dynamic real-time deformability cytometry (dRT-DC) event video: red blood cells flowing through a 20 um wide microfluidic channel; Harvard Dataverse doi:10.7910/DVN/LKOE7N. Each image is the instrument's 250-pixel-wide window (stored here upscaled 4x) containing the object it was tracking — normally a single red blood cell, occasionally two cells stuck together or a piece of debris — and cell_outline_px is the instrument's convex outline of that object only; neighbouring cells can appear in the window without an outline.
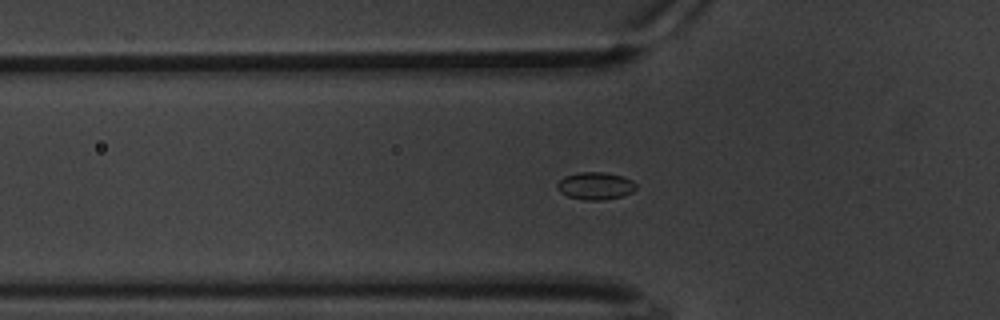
{"species": "common noctule bat (a hibernating species)", "species_latin": "Nyctalus noctula", "temperature_condition": "warm", "stored_images_in_passage": 61, "camera_frame_rate_fps": 3000, "um_per_image_px": 0.085, "animal": {"sex": "male", "body_mass_g": 20.1, "forearm_length_mm": 53.5}, "frame": {"image": 1, "passage_image": 19, "time_ms": 6.0, "image_size_px": [1000, 320], "cell_outline_px": [[636, 188], [632, 192], [624, 196], [600, 200], [584, 200], [568, 196], [560, 192], [556, 188], [556, 184], [564, 176], [580, 172], [604, 172], [620, 176], [632, 180], [636, 184]], "centroid_in_image_um": [50.59, 15.8], "position_along_channel_um": 75.2, "area_um2": 12.6}}
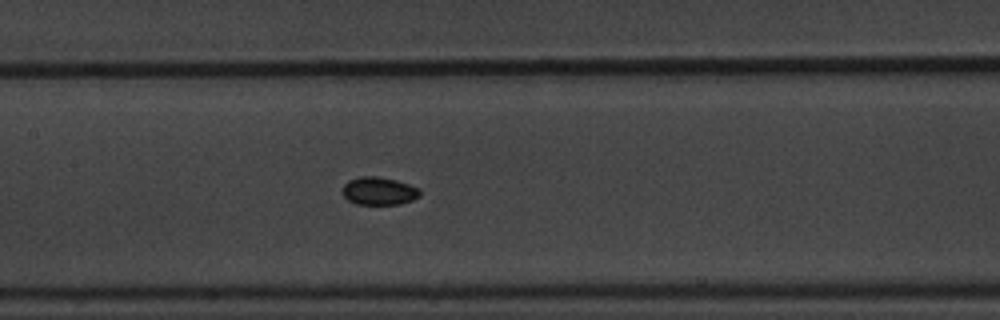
{"frame": {"image": 2, "passage_image": 28, "time_ms": 9.0, "image_size_px": [1000, 320], "cell_outline_px": [[420, 196], [412, 200], [400, 204], [356, 204], [348, 200], [344, 196], [344, 184], [348, 180], [360, 176], [380, 176], [396, 180], [420, 188]], "centroid_in_image_um": [32.23, 16.22], "position_along_channel_um": 175.2, "area_um2": 12.6}}
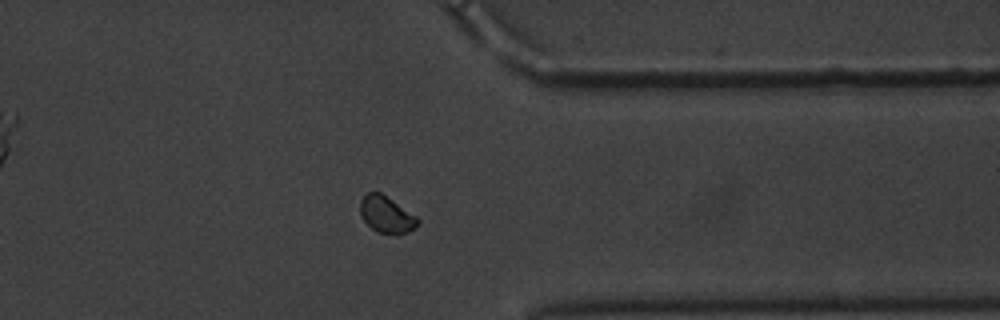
{"frame": {"image": 3, "passage_image": 47, "time_ms": 15.333, "image_size_px": [1000, 320], "cell_outline_px": [[420, 220], [416, 228], [408, 232], [396, 236], [376, 232], [360, 216], [360, 200], [368, 192], [380, 192], [416, 216]], "centroid_in_image_um": [32.85, 18.27], "position_along_channel_um": 378.5, "area_um2": 12.43}}